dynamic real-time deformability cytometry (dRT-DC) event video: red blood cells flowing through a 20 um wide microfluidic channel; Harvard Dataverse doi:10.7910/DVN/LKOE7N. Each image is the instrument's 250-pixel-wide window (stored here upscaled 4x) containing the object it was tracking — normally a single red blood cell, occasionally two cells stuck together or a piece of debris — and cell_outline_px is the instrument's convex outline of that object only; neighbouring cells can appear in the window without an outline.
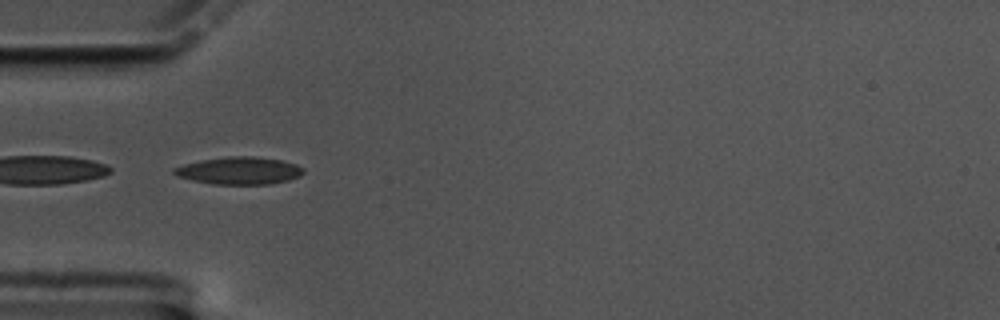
{"species": "common noctule bat (a hibernating species)", "species_latin": "Nyctalus noctula", "temperature_condition": "cold", "stored_images_in_passage": 40, "camera_frame_rate_fps": 3000, "um_per_image_px": 0.085, "animal": {"sex": "male", "body_mass_g": 17.5, "forearm_length_mm": 52.3}, "frame": {"image": 1, "passage_image": 1, "time_ms": 0.0, "image_size_px": [1000, 320], "cell_outline_px": [[304, 172], [300, 176], [288, 180], [268, 184], [212, 184], [192, 180], [176, 176], [172, 172], [172, 168], [184, 164], [200, 160], [228, 156], [252, 156], [280, 160], [296, 164], [304, 168]], "centroid_in_image_um": [20.31, 14.5], "position_along_channel_um": 64.7, "area_um2": 20.69}}
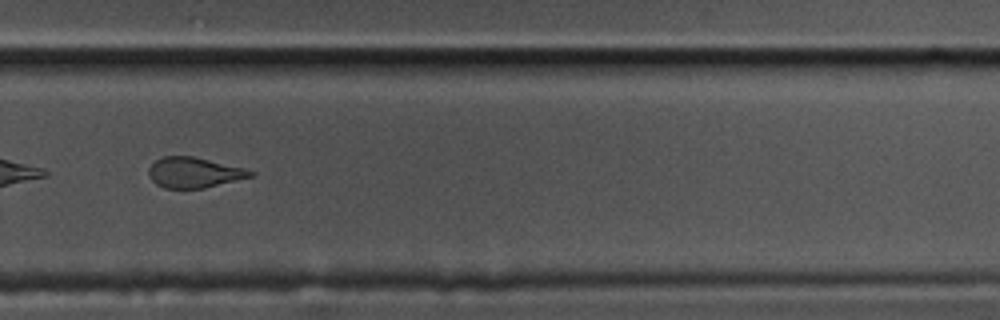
{"frame": {"image": 2, "passage_image": 23, "time_ms": 7.333, "image_size_px": [1000, 320], "cell_outline_px": [[256, 172], [252, 176], [204, 188], [164, 188], [156, 184], [148, 176], [148, 168], [160, 156], [192, 156], [244, 168]], "centroid_in_image_um": [16.45, 14.66], "position_along_channel_um": 313.3, "area_um2": 17.92}}
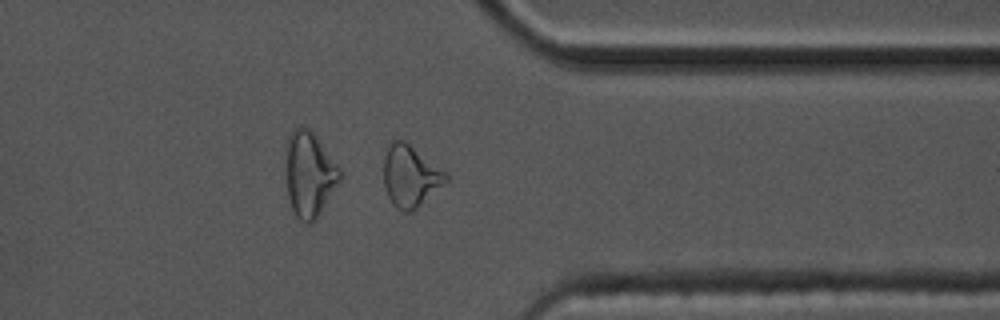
{"frame": {"image": 3, "passage_image": 29, "time_ms": 9.333, "image_size_px": [1000, 320], "cell_outline_px": [[448, 180], [412, 212], [404, 212], [396, 208], [392, 204], [388, 196], [384, 184], [384, 156], [392, 140], [404, 140], [444, 172], [448, 176]], "centroid_in_image_um": [34.84, 14.99], "position_along_channel_um": 376.6, "area_um2": 21.79}, "authors_computed_cell_mechanics": {"area_um2": 19.3052, "velocity_mm_per_s": 3.4108, "shape_relaxation_time_tau1_ms": 9.9845, "shape_relaxation_time_tau2_ms": 2.424, "deformation_change_tau1": 0.2212, "deformation_change_tau2": 0.106}}